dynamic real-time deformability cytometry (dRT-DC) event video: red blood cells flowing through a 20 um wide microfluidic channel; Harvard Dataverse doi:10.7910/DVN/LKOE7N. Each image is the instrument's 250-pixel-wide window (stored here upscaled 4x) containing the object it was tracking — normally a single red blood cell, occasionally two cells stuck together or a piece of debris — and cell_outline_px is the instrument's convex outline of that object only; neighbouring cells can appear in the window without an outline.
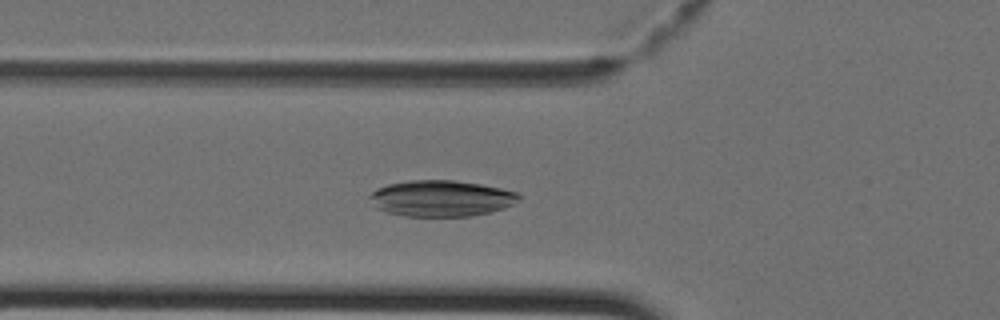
{"species": "Egyptian fruit bat (a non-hibernating species)", "species_latin": "Rousettus aegyptiacus", "temperature_condition": "cold", "stored_images_in_passage": 34, "camera_frame_rate_fps": 3000, "um_per_image_px": 0.085, "animal": {"sex": "female"}, "frame": {"image": 1, "passage_image": 8, "time_ms": 2.333, "image_size_px": [1000, 320], "cell_outline_px": [[520, 200], [504, 208], [472, 216], [404, 216], [388, 212], [376, 208], [368, 196], [376, 188], [388, 184], [408, 180], [456, 180], [480, 184], [500, 188], [516, 192], [520, 196]], "centroid_in_image_um": [37.48, 16.85], "position_along_channel_um": 88.3, "area_um2": 31.39}}
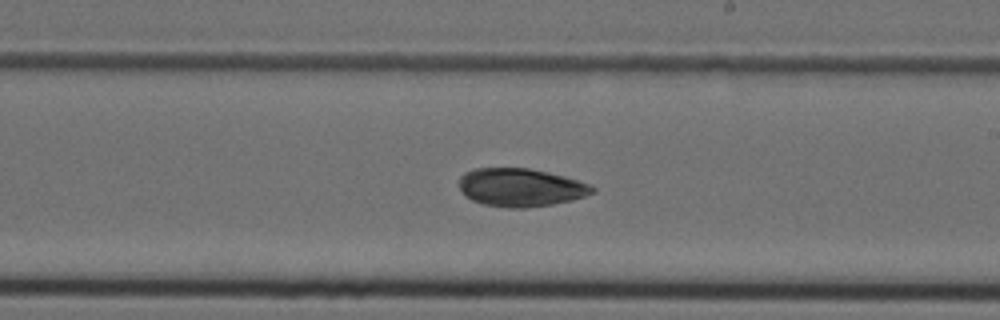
{"frame": {"image": 2, "passage_image": 18, "time_ms": 5.667, "image_size_px": [1000, 320], "cell_outline_px": [[596, 192], [572, 200], [552, 204], [524, 208], [508, 208], [484, 204], [472, 200], [460, 188], [460, 176], [464, 172], [472, 168], [528, 168], [548, 172], [564, 176], [592, 184], [596, 188]], "centroid_in_image_um": [44.29, 15.92], "position_along_channel_um": 244.7, "area_um2": 29.65}}
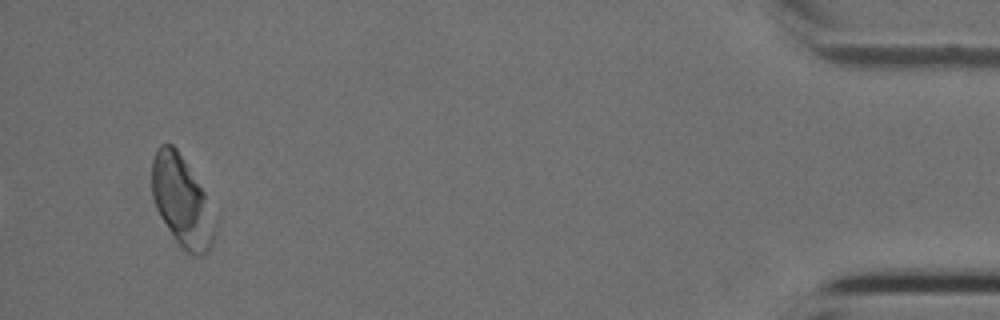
{"frame": {"image": 3, "passage_image": 34, "time_ms": 11.0, "image_size_px": [1000, 320], "cell_outline_px": [[216, 228], [212, 248], [204, 256], [192, 256], [184, 252], [180, 248], [160, 216], [156, 208], [152, 196], [152, 160], [156, 148], [160, 144], [172, 144], [176, 148], [184, 160], [204, 192], [216, 224]], "centroid_in_image_um": [15.45, 17.18], "position_along_channel_um": 419.7, "area_um2": 33.29}}